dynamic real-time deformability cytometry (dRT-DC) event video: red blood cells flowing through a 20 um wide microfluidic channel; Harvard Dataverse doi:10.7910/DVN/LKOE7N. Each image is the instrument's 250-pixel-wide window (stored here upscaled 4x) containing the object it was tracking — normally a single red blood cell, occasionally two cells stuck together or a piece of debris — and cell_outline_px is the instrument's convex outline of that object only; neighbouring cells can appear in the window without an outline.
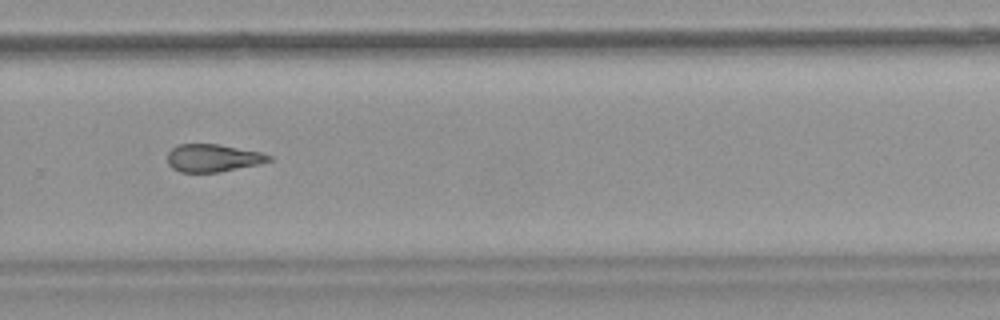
{"species": "common noctule bat (a hibernating species)", "species_latin": "Nyctalus noctula", "temperature_condition": "warm", "stored_images_in_passage": 40, "camera_frame_rate_fps": 3000, "um_per_image_px": 0.085, "animal": {"sex": "female", "body_mass_g": 18.4}, "frame": {"image": 1, "passage_image": 23, "time_ms": 7.333, "image_size_px": [1000, 320], "cell_outline_px": [[272, 160], [260, 164], [220, 172], [180, 172], [172, 168], [168, 164], [168, 152], [176, 144], [220, 144], [260, 152], [272, 156]], "centroid_in_image_um": [18.1, 13.43], "position_along_channel_um": 311.7, "area_um2": 16.47}}
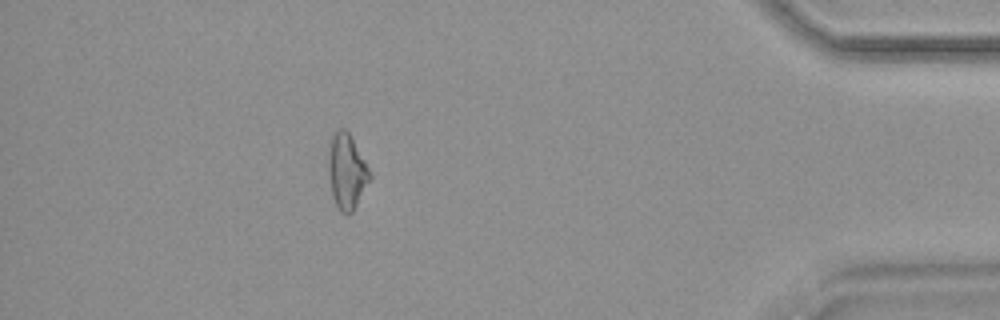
{"frame": {"image": 2, "passage_image": 34, "time_ms": 11.0, "image_size_px": [1000, 320], "cell_outline_px": [[372, 176], [352, 212], [348, 216], [340, 212], [332, 196], [328, 172], [328, 160], [332, 136], [340, 128], [344, 128], [348, 132], [364, 160]], "centroid_in_image_um": [29.46, 14.62], "position_along_channel_um": 405.7, "area_um2": 17.74}, "authors_computed_cell_mechanics": {"area_um2": 17.3689, "velocity_mm_per_s": 3.8357, "shape_relaxation_time_tau1_ms": null, "shape_relaxation_time_tau2_ms": 6.102, "deformation_change_tau1": null, "deformation_change_tau2": 0.1771}}